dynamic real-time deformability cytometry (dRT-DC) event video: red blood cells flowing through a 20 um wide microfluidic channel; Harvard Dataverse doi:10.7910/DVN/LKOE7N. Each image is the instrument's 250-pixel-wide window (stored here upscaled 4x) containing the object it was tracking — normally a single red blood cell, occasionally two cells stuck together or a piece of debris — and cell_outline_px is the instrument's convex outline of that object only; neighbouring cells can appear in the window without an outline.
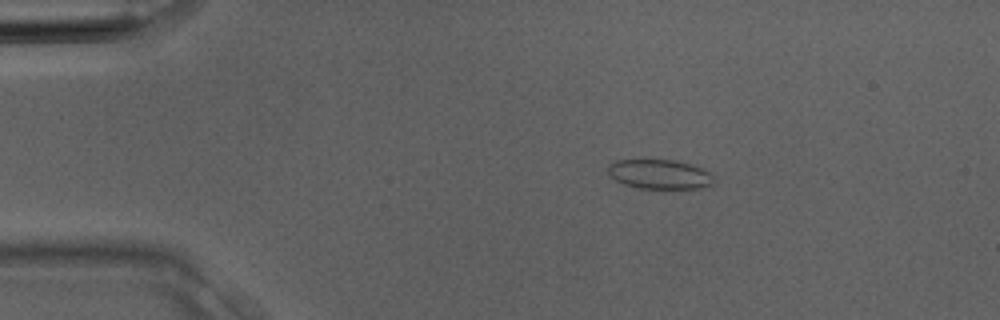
{"species": "Egyptian fruit bat (a non-hibernating species)", "species_latin": "Rousettus aegyptiacus", "temperature_condition": "room temperature", "stored_images_in_passage": 4, "camera_frame_rate_fps": 3000, "um_per_image_px": 0.085, "animal": {"sex": "male"}, "frame": {"image": 1, "passage_image": 3, "time_ms": 0.667, "image_size_px": [1000, 320], "cell_outline_px": [[716, 184], [712, 188], [664, 192], [640, 188], [624, 184], [616, 180], [608, 172], [608, 168], [616, 160], [672, 160], [692, 164], [716, 176]], "centroid_in_image_um": [56.24, 14.9], "position_along_channel_um": 28.8, "area_um2": 19.31}}